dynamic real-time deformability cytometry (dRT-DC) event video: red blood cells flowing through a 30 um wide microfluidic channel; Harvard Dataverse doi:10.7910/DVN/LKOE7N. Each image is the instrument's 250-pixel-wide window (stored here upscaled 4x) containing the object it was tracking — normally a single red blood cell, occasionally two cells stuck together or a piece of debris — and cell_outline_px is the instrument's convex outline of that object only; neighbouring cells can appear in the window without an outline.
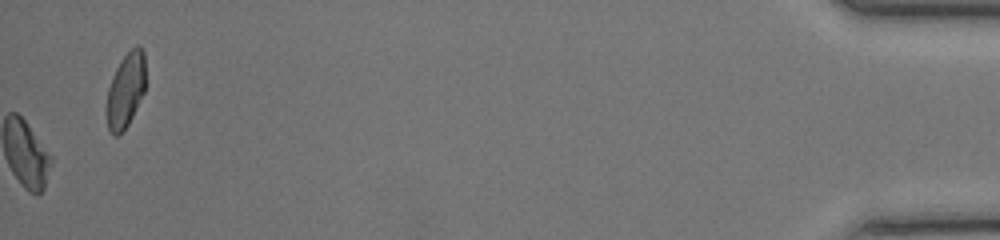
{"species": "common noctule bat (a hibernating species)", "species_latin": "Nyctalus noctula", "temperature_condition": "room temperature", "stored_images_in_passage": 48, "camera_frame_rate_fps": 3000, "um_per_image_px": 0.085, "animal": {"sex": "female", "body_mass_g": 17.0, "forearm_length_mm": 48.0}, "frame": {"image": 1, "passage_image": 48, "time_ms": 15.667, "image_size_px": [1000, 240], "cell_outline_px": [[144, 92], [128, 124], [116, 136], [112, 136], [108, 128], [104, 108], [108, 88], [112, 76], [120, 60], [136, 44], [140, 44], [144, 52]], "centroid_in_image_um": [10.64, 7.67], "position_along_channel_um": 424.6, "area_um2": 17.11}, "authors_computed_cell_mechanics": {"area_um2": 19.4786, "velocity_mm_per_s": 4.23, "shape_relaxation_time_tau1_ms": 6.1601, "shape_relaxation_time_tau2_ms": 3.1769, "deformation_change_tau1": 0.1807, "deformation_change_tau2": 0.0895}}